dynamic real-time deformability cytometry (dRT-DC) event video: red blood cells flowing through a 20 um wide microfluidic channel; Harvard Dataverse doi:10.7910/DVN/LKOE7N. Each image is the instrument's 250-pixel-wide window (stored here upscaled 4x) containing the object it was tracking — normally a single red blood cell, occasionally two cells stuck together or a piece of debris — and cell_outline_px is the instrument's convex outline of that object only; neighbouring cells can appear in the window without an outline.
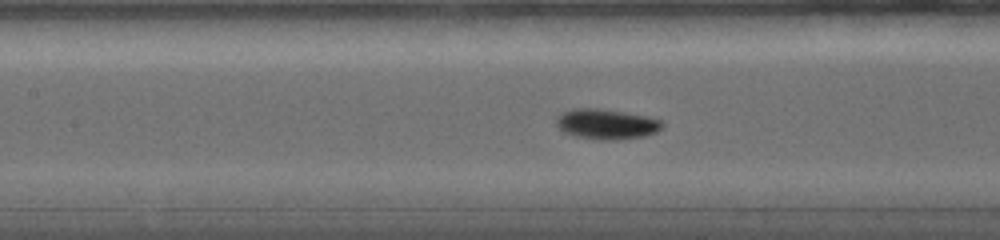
{"species": "common noctule bat (a hibernating species)", "species_latin": "Nyctalus noctula", "temperature_condition": "warm", "stored_images_in_passage": 44, "camera_frame_rate_fps": 5000, "um_per_image_px": 0.085, "animal": {"sex": "female", "body_mass_g": 19.0, "forearm_length_mm": 56.7}, "frame": {"image": 1, "passage_image": 25, "time_ms": 5.8, "image_size_px": [1000, 240], "cell_outline_px": [[664, 124], [656, 132], [644, 136], [620, 140], [596, 140], [576, 136], [564, 132], [556, 124], [556, 116], [560, 112], [572, 108], [600, 108], [648, 116], [660, 120]], "centroid_in_image_um": [51.52, 10.54], "position_along_channel_um": 155.9, "area_um2": 18.9}}
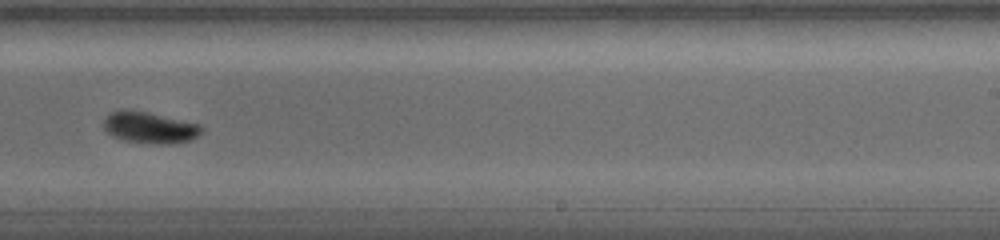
{"frame": {"image": 2, "passage_image": 34, "time_ms": 9.0, "image_size_px": [1000, 240], "cell_outline_px": [[204, 128], [196, 136], [188, 140], [168, 144], [156, 144], [124, 140], [112, 136], [104, 128], [104, 116], [120, 108], [124, 108], [148, 112], [200, 124]], "centroid_in_image_um": [12.68, 10.82], "position_along_channel_um": 276.3, "area_um2": 17.92}}
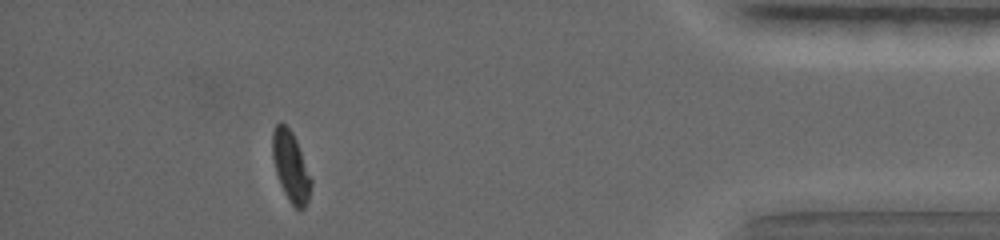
{"frame": {"image": 3, "passage_image": 42, "time_ms": 14.0, "image_size_px": [1000, 240], "cell_outline_px": [[312, 184], [308, 200], [304, 208], [296, 208], [288, 200], [280, 184], [276, 172], [272, 156], [272, 132], [276, 124], [280, 120], [292, 132], [296, 140], [312, 180]], "centroid_in_image_um": [24.7, 14.14], "position_along_channel_um": 410.5, "area_um2": 15.66}, "authors_computed_cell_mechanics": {"area_um2": 16.8776, "velocity_mm_per_s": 3.7697, "shape_relaxation_time_tau1_ms": 2.3351, "shape_relaxation_time_tau2_ms": null, "deformation_change_tau1": 0.1375, "deformation_change_tau2": null}}